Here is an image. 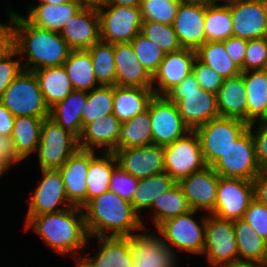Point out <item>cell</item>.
<instances>
[{
	"instance_id": "1",
	"label": "cell",
	"mask_w": 267,
	"mask_h": 267,
	"mask_svg": "<svg viewBox=\"0 0 267 267\" xmlns=\"http://www.w3.org/2000/svg\"><path fill=\"white\" fill-rule=\"evenodd\" d=\"M11 25L12 46L20 56H28L22 63L24 70L62 66L72 51L59 32L32 25L13 10Z\"/></svg>"
},
{
	"instance_id": "2",
	"label": "cell",
	"mask_w": 267,
	"mask_h": 267,
	"mask_svg": "<svg viewBox=\"0 0 267 267\" xmlns=\"http://www.w3.org/2000/svg\"><path fill=\"white\" fill-rule=\"evenodd\" d=\"M24 225L26 230L32 228L55 252L65 256L70 253L75 262L81 258L78 251L81 252L91 240L86 230L83 210L78 206L55 213L26 216Z\"/></svg>"
},
{
	"instance_id": "3",
	"label": "cell",
	"mask_w": 267,
	"mask_h": 267,
	"mask_svg": "<svg viewBox=\"0 0 267 267\" xmlns=\"http://www.w3.org/2000/svg\"><path fill=\"white\" fill-rule=\"evenodd\" d=\"M85 226L90 239L94 237H126L146 227L133 210L131 202L111 190L91 199L83 208ZM110 232L111 234L107 233Z\"/></svg>"
},
{
	"instance_id": "4",
	"label": "cell",
	"mask_w": 267,
	"mask_h": 267,
	"mask_svg": "<svg viewBox=\"0 0 267 267\" xmlns=\"http://www.w3.org/2000/svg\"><path fill=\"white\" fill-rule=\"evenodd\" d=\"M165 96L176 103L181 118L190 130L219 117L216 94L200 88L192 72Z\"/></svg>"
},
{
	"instance_id": "5",
	"label": "cell",
	"mask_w": 267,
	"mask_h": 267,
	"mask_svg": "<svg viewBox=\"0 0 267 267\" xmlns=\"http://www.w3.org/2000/svg\"><path fill=\"white\" fill-rule=\"evenodd\" d=\"M0 102L14 116L49 117L38 80L33 71L22 70L6 88Z\"/></svg>"
},
{
	"instance_id": "6",
	"label": "cell",
	"mask_w": 267,
	"mask_h": 267,
	"mask_svg": "<svg viewBox=\"0 0 267 267\" xmlns=\"http://www.w3.org/2000/svg\"><path fill=\"white\" fill-rule=\"evenodd\" d=\"M196 210L165 220L157 228L162 241L172 252H189L202 255L205 246V227L207 215L201 217V222L194 219ZM176 249V250H175Z\"/></svg>"
},
{
	"instance_id": "7",
	"label": "cell",
	"mask_w": 267,
	"mask_h": 267,
	"mask_svg": "<svg viewBox=\"0 0 267 267\" xmlns=\"http://www.w3.org/2000/svg\"><path fill=\"white\" fill-rule=\"evenodd\" d=\"M249 128L246 122L217 117L194 131L198 135L205 164L212 166L227 149Z\"/></svg>"
},
{
	"instance_id": "8",
	"label": "cell",
	"mask_w": 267,
	"mask_h": 267,
	"mask_svg": "<svg viewBox=\"0 0 267 267\" xmlns=\"http://www.w3.org/2000/svg\"><path fill=\"white\" fill-rule=\"evenodd\" d=\"M79 149L78 138L50 117L44 118L36 152L41 169H59Z\"/></svg>"
},
{
	"instance_id": "9",
	"label": "cell",
	"mask_w": 267,
	"mask_h": 267,
	"mask_svg": "<svg viewBox=\"0 0 267 267\" xmlns=\"http://www.w3.org/2000/svg\"><path fill=\"white\" fill-rule=\"evenodd\" d=\"M220 177L254 180L262 171L256 158L251 129H247L212 166Z\"/></svg>"
},
{
	"instance_id": "10",
	"label": "cell",
	"mask_w": 267,
	"mask_h": 267,
	"mask_svg": "<svg viewBox=\"0 0 267 267\" xmlns=\"http://www.w3.org/2000/svg\"><path fill=\"white\" fill-rule=\"evenodd\" d=\"M97 10L101 41L130 43L140 32L143 22L140 7L100 5Z\"/></svg>"
},
{
	"instance_id": "11",
	"label": "cell",
	"mask_w": 267,
	"mask_h": 267,
	"mask_svg": "<svg viewBox=\"0 0 267 267\" xmlns=\"http://www.w3.org/2000/svg\"><path fill=\"white\" fill-rule=\"evenodd\" d=\"M165 172L176 182L204 169L205 164L200 141L194 130L175 142L163 146Z\"/></svg>"
},
{
	"instance_id": "12",
	"label": "cell",
	"mask_w": 267,
	"mask_h": 267,
	"mask_svg": "<svg viewBox=\"0 0 267 267\" xmlns=\"http://www.w3.org/2000/svg\"><path fill=\"white\" fill-rule=\"evenodd\" d=\"M204 254L210 267L239 262L232 220H223L211 214L207 216Z\"/></svg>"
},
{
	"instance_id": "13",
	"label": "cell",
	"mask_w": 267,
	"mask_h": 267,
	"mask_svg": "<svg viewBox=\"0 0 267 267\" xmlns=\"http://www.w3.org/2000/svg\"><path fill=\"white\" fill-rule=\"evenodd\" d=\"M253 199L252 180L219 177L216 203L210 214L223 220L242 219Z\"/></svg>"
},
{
	"instance_id": "14",
	"label": "cell",
	"mask_w": 267,
	"mask_h": 267,
	"mask_svg": "<svg viewBox=\"0 0 267 267\" xmlns=\"http://www.w3.org/2000/svg\"><path fill=\"white\" fill-rule=\"evenodd\" d=\"M152 127V144L165 146L190 132L176 103L166 96H156L148 104Z\"/></svg>"
},
{
	"instance_id": "15",
	"label": "cell",
	"mask_w": 267,
	"mask_h": 267,
	"mask_svg": "<svg viewBox=\"0 0 267 267\" xmlns=\"http://www.w3.org/2000/svg\"><path fill=\"white\" fill-rule=\"evenodd\" d=\"M232 16L233 36L245 40L267 36V2L264 0H225Z\"/></svg>"
},
{
	"instance_id": "16",
	"label": "cell",
	"mask_w": 267,
	"mask_h": 267,
	"mask_svg": "<svg viewBox=\"0 0 267 267\" xmlns=\"http://www.w3.org/2000/svg\"><path fill=\"white\" fill-rule=\"evenodd\" d=\"M153 232V234H152ZM126 236L132 253L133 267H178L177 255L171 251L156 230Z\"/></svg>"
},
{
	"instance_id": "17",
	"label": "cell",
	"mask_w": 267,
	"mask_h": 267,
	"mask_svg": "<svg viewBox=\"0 0 267 267\" xmlns=\"http://www.w3.org/2000/svg\"><path fill=\"white\" fill-rule=\"evenodd\" d=\"M43 178L35 189L26 216L55 213L73 206L67 199L64 182L58 169H41ZM64 204L65 207H58Z\"/></svg>"
},
{
	"instance_id": "18",
	"label": "cell",
	"mask_w": 267,
	"mask_h": 267,
	"mask_svg": "<svg viewBox=\"0 0 267 267\" xmlns=\"http://www.w3.org/2000/svg\"><path fill=\"white\" fill-rule=\"evenodd\" d=\"M118 166L141 179L165 172L163 146L147 145L114 151Z\"/></svg>"
},
{
	"instance_id": "19",
	"label": "cell",
	"mask_w": 267,
	"mask_h": 267,
	"mask_svg": "<svg viewBox=\"0 0 267 267\" xmlns=\"http://www.w3.org/2000/svg\"><path fill=\"white\" fill-rule=\"evenodd\" d=\"M72 50H87L101 40L97 9L82 7L59 32Z\"/></svg>"
},
{
	"instance_id": "20",
	"label": "cell",
	"mask_w": 267,
	"mask_h": 267,
	"mask_svg": "<svg viewBox=\"0 0 267 267\" xmlns=\"http://www.w3.org/2000/svg\"><path fill=\"white\" fill-rule=\"evenodd\" d=\"M205 15L206 5L180 3L173 28L182 48L196 51L207 42Z\"/></svg>"
},
{
	"instance_id": "21",
	"label": "cell",
	"mask_w": 267,
	"mask_h": 267,
	"mask_svg": "<svg viewBox=\"0 0 267 267\" xmlns=\"http://www.w3.org/2000/svg\"><path fill=\"white\" fill-rule=\"evenodd\" d=\"M219 177L212 167L206 166L178 182L192 210L201 209L207 211V214L214 210Z\"/></svg>"
},
{
	"instance_id": "22",
	"label": "cell",
	"mask_w": 267,
	"mask_h": 267,
	"mask_svg": "<svg viewBox=\"0 0 267 267\" xmlns=\"http://www.w3.org/2000/svg\"><path fill=\"white\" fill-rule=\"evenodd\" d=\"M196 51L180 49L176 52L165 54L156 73L152 77V90L156 96H165L171 89L178 85L192 72ZM157 83V86L154 84Z\"/></svg>"
},
{
	"instance_id": "23",
	"label": "cell",
	"mask_w": 267,
	"mask_h": 267,
	"mask_svg": "<svg viewBox=\"0 0 267 267\" xmlns=\"http://www.w3.org/2000/svg\"><path fill=\"white\" fill-rule=\"evenodd\" d=\"M99 245L97 254L84 257L75 263L76 267H133L134 261L127 237H94Z\"/></svg>"
},
{
	"instance_id": "24",
	"label": "cell",
	"mask_w": 267,
	"mask_h": 267,
	"mask_svg": "<svg viewBox=\"0 0 267 267\" xmlns=\"http://www.w3.org/2000/svg\"><path fill=\"white\" fill-rule=\"evenodd\" d=\"M115 85L121 87L152 88V76L138 61L131 43H115Z\"/></svg>"
},
{
	"instance_id": "25",
	"label": "cell",
	"mask_w": 267,
	"mask_h": 267,
	"mask_svg": "<svg viewBox=\"0 0 267 267\" xmlns=\"http://www.w3.org/2000/svg\"><path fill=\"white\" fill-rule=\"evenodd\" d=\"M89 150L79 148L58 170L61 173L68 201L83 208L87 204L86 176Z\"/></svg>"
},
{
	"instance_id": "26",
	"label": "cell",
	"mask_w": 267,
	"mask_h": 267,
	"mask_svg": "<svg viewBox=\"0 0 267 267\" xmlns=\"http://www.w3.org/2000/svg\"><path fill=\"white\" fill-rule=\"evenodd\" d=\"M120 126L121 122L113 113L98 118L83 128L78 138L79 148L93 151L101 148L102 152H114Z\"/></svg>"
},
{
	"instance_id": "27",
	"label": "cell",
	"mask_w": 267,
	"mask_h": 267,
	"mask_svg": "<svg viewBox=\"0 0 267 267\" xmlns=\"http://www.w3.org/2000/svg\"><path fill=\"white\" fill-rule=\"evenodd\" d=\"M216 96L219 117L239 119L247 123V93L243 72L225 78Z\"/></svg>"
},
{
	"instance_id": "28",
	"label": "cell",
	"mask_w": 267,
	"mask_h": 267,
	"mask_svg": "<svg viewBox=\"0 0 267 267\" xmlns=\"http://www.w3.org/2000/svg\"><path fill=\"white\" fill-rule=\"evenodd\" d=\"M82 7L75 1L54 4L29 5L27 17L29 23L37 27L60 32L65 23L72 18Z\"/></svg>"
},
{
	"instance_id": "29",
	"label": "cell",
	"mask_w": 267,
	"mask_h": 267,
	"mask_svg": "<svg viewBox=\"0 0 267 267\" xmlns=\"http://www.w3.org/2000/svg\"><path fill=\"white\" fill-rule=\"evenodd\" d=\"M239 262L267 267V241L242 219L233 220Z\"/></svg>"
},
{
	"instance_id": "30",
	"label": "cell",
	"mask_w": 267,
	"mask_h": 267,
	"mask_svg": "<svg viewBox=\"0 0 267 267\" xmlns=\"http://www.w3.org/2000/svg\"><path fill=\"white\" fill-rule=\"evenodd\" d=\"M100 154L97 157L95 151L89 150V166L86 176L87 203L110 190L112 172L118 166L114 152L100 151Z\"/></svg>"
},
{
	"instance_id": "31",
	"label": "cell",
	"mask_w": 267,
	"mask_h": 267,
	"mask_svg": "<svg viewBox=\"0 0 267 267\" xmlns=\"http://www.w3.org/2000/svg\"><path fill=\"white\" fill-rule=\"evenodd\" d=\"M154 95L152 88L114 85L113 114L121 123H124L147 110Z\"/></svg>"
},
{
	"instance_id": "32",
	"label": "cell",
	"mask_w": 267,
	"mask_h": 267,
	"mask_svg": "<svg viewBox=\"0 0 267 267\" xmlns=\"http://www.w3.org/2000/svg\"><path fill=\"white\" fill-rule=\"evenodd\" d=\"M87 101V92L73 90L64 100L50 108V118L77 138L82 134V110Z\"/></svg>"
},
{
	"instance_id": "33",
	"label": "cell",
	"mask_w": 267,
	"mask_h": 267,
	"mask_svg": "<svg viewBox=\"0 0 267 267\" xmlns=\"http://www.w3.org/2000/svg\"><path fill=\"white\" fill-rule=\"evenodd\" d=\"M247 93V124L267 119V69L243 72Z\"/></svg>"
},
{
	"instance_id": "34",
	"label": "cell",
	"mask_w": 267,
	"mask_h": 267,
	"mask_svg": "<svg viewBox=\"0 0 267 267\" xmlns=\"http://www.w3.org/2000/svg\"><path fill=\"white\" fill-rule=\"evenodd\" d=\"M33 72L49 109L64 100L74 90L63 65L45 67Z\"/></svg>"
},
{
	"instance_id": "35",
	"label": "cell",
	"mask_w": 267,
	"mask_h": 267,
	"mask_svg": "<svg viewBox=\"0 0 267 267\" xmlns=\"http://www.w3.org/2000/svg\"><path fill=\"white\" fill-rule=\"evenodd\" d=\"M44 118L47 117H15L11 137L14 144V150L21 160H24L32 152L37 150Z\"/></svg>"
},
{
	"instance_id": "36",
	"label": "cell",
	"mask_w": 267,
	"mask_h": 267,
	"mask_svg": "<svg viewBox=\"0 0 267 267\" xmlns=\"http://www.w3.org/2000/svg\"><path fill=\"white\" fill-rule=\"evenodd\" d=\"M63 66L74 90L89 92L100 86L93 72L92 57L87 50H72Z\"/></svg>"
},
{
	"instance_id": "37",
	"label": "cell",
	"mask_w": 267,
	"mask_h": 267,
	"mask_svg": "<svg viewBox=\"0 0 267 267\" xmlns=\"http://www.w3.org/2000/svg\"><path fill=\"white\" fill-rule=\"evenodd\" d=\"M149 109L121 123L116 150L152 144V127Z\"/></svg>"
},
{
	"instance_id": "38",
	"label": "cell",
	"mask_w": 267,
	"mask_h": 267,
	"mask_svg": "<svg viewBox=\"0 0 267 267\" xmlns=\"http://www.w3.org/2000/svg\"><path fill=\"white\" fill-rule=\"evenodd\" d=\"M151 209H153L151 220L153 221L152 224L155 225V229L165 220L192 210L178 182L168 191L160 193V196L154 199Z\"/></svg>"
},
{
	"instance_id": "39",
	"label": "cell",
	"mask_w": 267,
	"mask_h": 267,
	"mask_svg": "<svg viewBox=\"0 0 267 267\" xmlns=\"http://www.w3.org/2000/svg\"><path fill=\"white\" fill-rule=\"evenodd\" d=\"M176 183L167 172L139 179L137 191L131 200L133 210L141 216V210L150 209L154 199L158 198L160 193L168 191Z\"/></svg>"
},
{
	"instance_id": "40",
	"label": "cell",
	"mask_w": 267,
	"mask_h": 267,
	"mask_svg": "<svg viewBox=\"0 0 267 267\" xmlns=\"http://www.w3.org/2000/svg\"><path fill=\"white\" fill-rule=\"evenodd\" d=\"M196 57L224 79L242 72L227 54L223 41L205 42L196 50Z\"/></svg>"
},
{
	"instance_id": "41",
	"label": "cell",
	"mask_w": 267,
	"mask_h": 267,
	"mask_svg": "<svg viewBox=\"0 0 267 267\" xmlns=\"http://www.w3.org/2000/svg\"><path fill=\"white\" fill-rule=\"evenodd\" d=\"M232 16L229 4L206 5L205 34L209 42L224 41L233 36Z\"/></svg>"
},
{
	"instance_id": "42",
	"label": "cell",
	"mask_w": 267,
	"mask_h": 267,
	"mask_svg": "<svg viewBox=\"0 0 267 267\" xmlns=\"http://www.w3.org/2000/svg\"><path fill=\"white\" fill-rule=\"evenodd\" d=\"M114 86L100 85L87 92V101L82 110V128L87 124L113 113Z\"/></svg>"
},
{
	"instance_id": "43",
	"label": "cell",
	"mask_w": 267,
	"mask_h": 267,
	"mask_svg": "<svg viewBox=\"0 0 267 267\" xmlns=\"http://www.w3.org/2000/svg\"><path fill=\"white\" fill-rule=\"evenodd\" d=\"M92 57L93 72L100 85H115L114 44L99 41L87 49Z\"/></svg>"
},
{
	"instance_id": "44",
	"label": "cell",
	"mask_w": 267,
	"mask_h": 267,
	"mask_svg": "<svg viewBox=\"0 0 267 267\" xmlns=\"http://www.w3.org/2000/svg\"><path fill=\"white\" fill-rule=\"evenodd\" d=\"M140 33L159 46L165 54L182 49L173 25L143 21Z\"/></svg>"
},
{
	"instance_id": "45",
	"label": "cell",
	"mask_w": 267,
	"mask_h": 267,
	"mask_svg": "<svg viewBox=\"0 0 267 267\" xmlns=\"http://www.w3.org/2000/svg\"><path fill=\"white\" fill-rule=\"evenodd\" d=\"M180 3V0H141L142 20L173 25Z\"/></svg>"
},
{
	"instance_id": "46",
	"label": "cell",
	"mask_w": 267,
	"mask_h": 267,
	"mask_svg": "<svg viewBox=\"0 0 267 267\" xmlns=\"http://www.w3.org/2000/svg\"><path fill=\"white\" fill-rule=\"evenodd\" d=\"M130 43L134 48L138 61L153 77L160 63L164 59L165 53L159 46L147 39L140 32L132 39Z\"/></svg>"
},
{
	"instance_id": "47",
	"label": "cell",
	"mask_w": 267,
	"mask_h": 267,
	"mask_svg": "<svg viewBox=\"0 0 267 267\" xmlns=\"http://www.w3.org/2000/svg\"><path fill=\"white\" fill-rule=\"evenodd\" d=\"M267 69V38L247 40L243 72Z\"/></svg>"
},
{
	"instance_id": "48",
	"label": "cell",
	"mask_w": 267,
	"mask_h": 267,
	"mask_svg": "<svg viewBox=\"0 0 267 267\" xmlns=\"http://www.w3.org/2000/svg\"><path fill=\"white\" fill-rule=\"evenodd\" d=\"M19 56L18 51L11 46L0 56V97L3 95L6 88L23 70L21 60H13Z\"/></svg>"
},
{
	"instance_id": "49",
	"label": "cell",
	"mask_w": 267,
	"mask_h": 267,
	"mask_svg": "<svg viewBox=\"0 0 267 267\" xmlns=\"http://www.w3.org/2000/svg\"><path fill=\"white\" fill-rule=\"evenodd\" d=\"M138 180V178H135L117 166L112 172L110 190L122 199L131 202L137 191Z\"/></svg>"
},
{
	"instance_id": "50",
	"label": "cell",
	"mask_w": 267,
	"mask_h": 267,
	"mask_svg": "<svg viewBox=\"0 0 267 267\" xmlns=\"http://www.w3.org/2000/svg\"><path fill=\"white\" fill-rule=\"evenodd\" d=\"M192 73L199 83L200 88L205 91L217 94L223 84L224 78L201 62L197 57L193 62Z\"/></svg>"
},
{
	"instance_id": "51",
	"label": "cell",
	"mask_w": 267,
	"mask_h": 267,
	"mask_svg": "<svg viewBox=\"0 0 267 267\" xmlns=\"http://www.w3.org/2000/svg\"><path fill=\"white\" fill-rule=\"evenodd\" d=\"M244 219L260 237L267 241V206L254 198L245 212Z\"/></svg>"
},
{
	"instance_id": "52",
	"label": "cell",
	"mask_w": 267,
	"mask_h": 267,
	"mask_svg": "<svg viewBox=\"0 0 267 267\" xmlns=\"http://www.w3.org/2000/svg\"><path fill=\"white\" fill-rule=\"evenodd\" d=\"M257 128L254 129L255 122L249 124L251 134L254 139L256 158L262 170H267V119L259 120ZM253 131V132H252Z\"/></svg>"
},
{
	"instance_id": "53",
	"label": "cell",
	"mask_w": 267,
	"mask_h": 267,
	"mask_svg": "<svg viewBox=\"0 0 267 267\" xmlns=\"http://www.w3.org/2000/svg\"><path fill=\"white\" fill-rule=\"evenodd\" d=\"M227 54L235 62L243 72V63L245 58V51L247 47V40L231 36L223 41Z\"/></svg>"
},
{
	"instance_id": "54",
	"label": "cell",
	"mask_w": 267,
	"mask_h": 267,
	"mask_svg": "<svg viewBox=\"0 0 267 267\" xmlns=\"http://www.w3.org/2000/svg\"><path fill=\"white\" fill-rule=\"evenodd\" d=\"M0 159L5 161L10 167L22 161L14 150L11 136L0 134Z\"/></svg>"
},
{
	"instance_id": "55",
	"label": "cell",
	"mask_w": 267,
	"mask_h": 267,
	"mask_svg": "<svg viewBox=\"0 0 267 267\" xmlns=\"http://www.w3.org/2000/svg\"><path fill=\"white\" fill-rule=\"evenodd\" d=\"M254 198L267 206V170H262L253 180Z\"/></svg>"
},
{
	"instance_id": "56",
	"label": "cell",
	"mask_w": 267,
	"mask_h": 267,
	"mask_svg": "<svg viewBox=\"0 0 267 267\" xmlns=\"http://www.w3.org/2000/svg\"><path fill=\"white\" fill-rule=\"evenodd\" d=\"M9 23L1 24L0 22V56L12 46V10L8 12Z\"/></svg>"
},
{
	"instance_id": "57",
	"label": "cell",
	"mask_w": 267,
	"mask_h": 267,
	"mask_svg": "<svg viewBox=\"0 0 267 267\" xmlns=\"http://www.w3.org/2000/svg\"><path fill=\"white\" fill-rule=\"evenodd\" d=\"M15 117L0 102V134L11 136L13 132Z\"/></svg>"
},
{
	"instance_id": "58",
	"label": "cell",
	"mask_w": 267,
	"mask_h": 267,
	"mask_svg": "<svg viewBox=\"0 0 267 267\" xmlns=\"http://www.w3.org/2000/svg\"><path fill=\"white\" fill-rule=\"evenodd\" d=\"M100 5L140 7L141 0H102Z\"/></svg>"
},
{
	"instance_id": "59",
	"label": "cell",
	"mask_w": 267,
	"mask_h": 267,
	"mask_svg": "<svg viewBox=\"0 0 267 267\" xmlns=\"http://www.w3.org/2000/svg\"><path fill=\"white\" fill-rule=\"evenodd\" d=\"M77 2L81 7H86V8H94L97 9L102 0H73Z\"/></svg>"
},
{
	"instance_id": "60",
	"label": "cell",
	"mask_w": 267,
	"mask_h": 267,
	"mask_svg": "<svg viewBox=\"0 0 267 267\" xmlns=\"http://www.w3.org/2000/svg\"><path fill=\"white\" fill-rule=\"evenodd\" d=\"M181 3H191V4H203V5H213L217 4L220 0H180ZM223 1V0H221Z\"/></svg>"
},
{
	"instance_id": "61",
	"label": "cell",
	"mask_w": 267,
	"mask_h": 267,
	"mask_svg": "<svg viewBox=\"0 0 267 267\" xmlns=\"http://www.w3.org/2000/svg\"><path fill=\"white\" fill-rule=\"evenodd\" d=\"M219 267H263V266L253 264V263L238 262V263H232V264H225Z\"/></svg>"
},
{
	"instance_id": "62",
	"label": "cell",
	"mask_w": 267,
	"mask_h": 267,
	"mask_svg": "<svg viewBox=\"0 0 267 267\" xmlns=\"http://www.w3.org/2000/svg\"><path fill=\"white\" fill-rule=\"evenodd\" d=\"M73 0H39V4H54V5H60L67 2H72Z\"/></svg>"
},
{
	"instance_id": "63",
	"label": "cell",
	"mask_w": 267,
	"mask_h": 267,
	"mask_svg": "<svg viewBox=\"0 0 267 267\" xmlns=\"http://www.w3.org/2000/svg\"><path fill=\"white\" fill-rule=\"evenodd\" d=\"M10 168L11 167L5 161L0 159V178L7 170H10Z\"/></svg>"
}]
</instances>
